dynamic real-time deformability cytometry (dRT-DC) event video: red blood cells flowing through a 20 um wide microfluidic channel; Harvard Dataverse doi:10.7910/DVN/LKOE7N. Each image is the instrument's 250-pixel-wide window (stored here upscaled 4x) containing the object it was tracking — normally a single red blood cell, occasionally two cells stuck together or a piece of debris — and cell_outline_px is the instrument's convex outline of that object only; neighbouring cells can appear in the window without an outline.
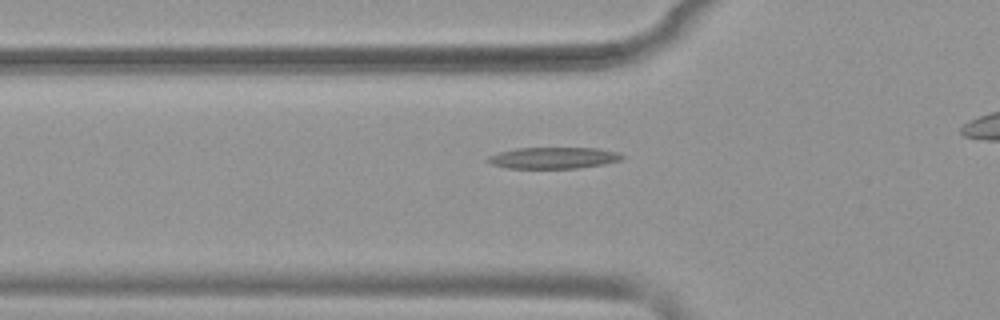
{"species": "common noctule bat (a hibernating species)", "species_latin": "Nyctalus noctula", "temperature_condition": "warm", "stored_images_in_passage": 33, "camera_frame_rate_fps": 3000, "um_per_image_px": 0.085, "animal": {"sex": "female", "body_mass_g": 19.9}, "frame": {"image": 1, "passage_image": 5, "time_ms": 1.333, "image_size_px": [1000, 320], "cell_outline_px": [[624, 156], [620, 160], [604, 164], [576, 168], [508, 168], [492, 164], [484, 160], [488, 156], [500, 152], [516, 148], [596, 148], [620, 152]], "centroid_in_image_um": [47.04, 13.42], "position_along_channel_um": 78.8, "area_um2": 16.7}}
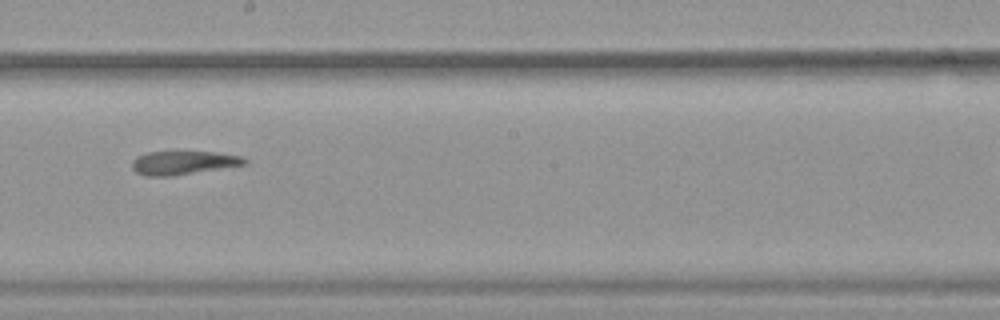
{"frame": {"image": 2, "passage_image": 17, "time_ms": 5.333, "image_size_px": [1000, 320], "cell_outline_px": [[248, 164], [172, 176], [148, 176], [136, 172], [132, 168], [132, 160], [136, 156], [148, 152], [216, 152], [240, 156], [248, 160]], "centroid_in_image_um": [15.58, 13.83], "position_along_channel_um": 232.6, "area_um2": 15.43}}
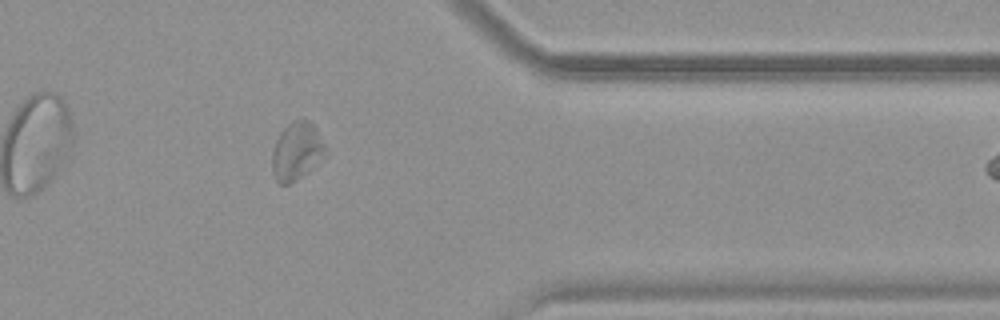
{"frame": {"image": 3, "passage_image": 30, "time_ms": 9.667, "image_size_px": [1000, 320], "cell_outline_px": [[328, 148], [308, 172], [296, 180], [288, 184], [280, 184], [276, 180], [272, 168], [272, 152], [276, 140], [280, 132], [292, 120], [308, 120], [316, 128]], "centroid_in_image_um": [25.21, 12.84], "position_along_channel_um": 386.2, "area_um2": 17.74}}